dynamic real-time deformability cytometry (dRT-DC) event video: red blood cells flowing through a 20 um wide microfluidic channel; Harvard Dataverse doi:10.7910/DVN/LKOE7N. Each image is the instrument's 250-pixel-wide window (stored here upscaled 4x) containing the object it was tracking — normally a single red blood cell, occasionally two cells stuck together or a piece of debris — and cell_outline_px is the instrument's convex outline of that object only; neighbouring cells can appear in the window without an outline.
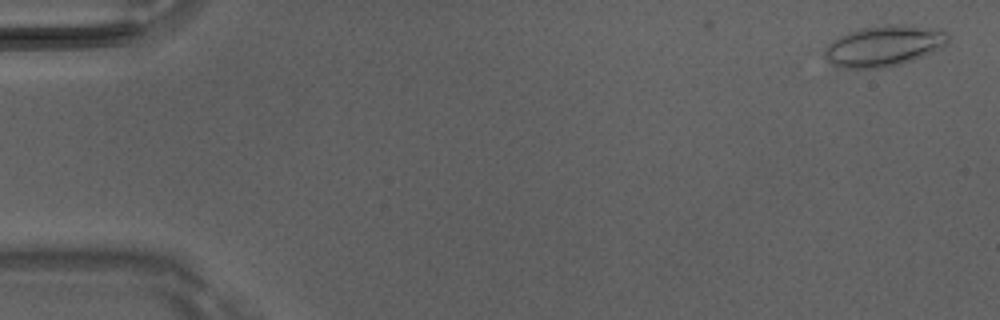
{"species": "Egyptian fruit bat (a non-hibernating species)", "species_latin": "Rousettus aegyptiacus", "temperature_condition": "room temperature", "stored_images_in_passage": 7, "camera_frame_rate_fps": 3000, "um_per_image_px": 0.085, "animal": {"sex": "male"}, "frame": {"image": 1, "passage_image": 1, "time_ms": 0.0, "image_size_px": [1000, 320], "cell_outline_px": [[948, 40], [944, 44], [932, 52], [912, 60], [888, 68], [840, 68], [832, 64], [824, 56], [824, 52], [828, 44], [832, 40], [848, 32], [864, 28], [884, 24], [888, 24], [948, 32]], "centroid_in_image_um": [75.04, 3.94], "position_along_channel_um": 10.0, "area_um2": 28.61}}